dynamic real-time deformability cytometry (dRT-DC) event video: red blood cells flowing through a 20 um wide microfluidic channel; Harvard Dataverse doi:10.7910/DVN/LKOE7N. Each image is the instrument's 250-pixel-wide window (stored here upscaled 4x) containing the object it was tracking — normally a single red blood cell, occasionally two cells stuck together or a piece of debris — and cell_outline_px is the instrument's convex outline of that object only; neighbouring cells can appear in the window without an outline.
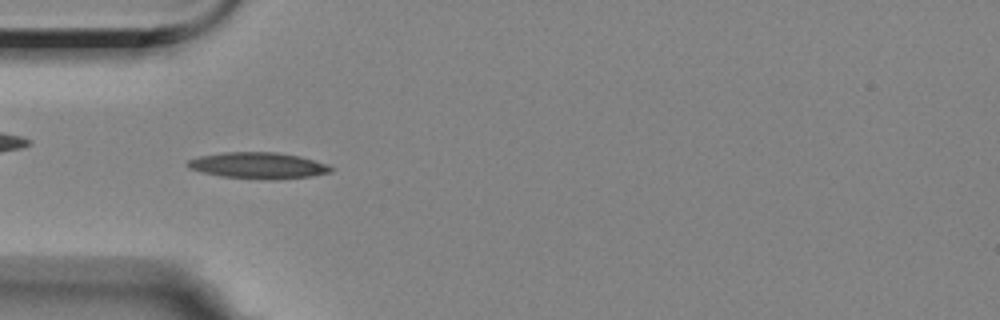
{"species": "Egyptian fruit bat (a non-hibernating species)", "species_latin": "Rousettus aegyptiacus", "temperature_condition": "room temperature", "stored_images_in_passage": 56, "camera_frame_rate_fps": 3000, "um_per_image_px": 0.085, "animal": {"sex": "female"}, "frame": {"image": 1, "passage_image": 16, "time_ms": 5.0, "image_size_px": [1000, 320], "cell_outline_px": [[332, 172], [312, 176], [276, 180], [264, 180], [220, 176], [200, 172], [188, 168], [184, 164], [188, 160], [200, 156], [224, 152], [276, 152], [300, 156], [328, 164], [332, 168]], "centroid_in_image_um": [21.93, 14.08], "position_along_channel_um": 63.1, "area_um2": 22.25}}
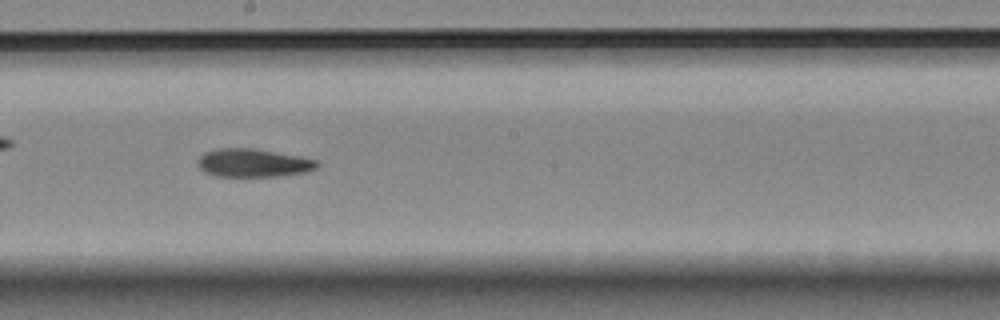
{"frame": {"image": 2, "passage_image": 30, "time_ms": 9.667, "image_size_px": [1000, 320], "cell_outline_px": [[320, 164], [316, 168], [308, 172], [276, 176], [216, 176], [204, 172], [200, 168], [200, 156], [204, 152], [216, 148], [252, 148], [300, 156], [316, 160]], "centroid_in_image_um": [21.55, 13.84], "position_along_channel_um": 226.7, "area_um2": 19.54}}
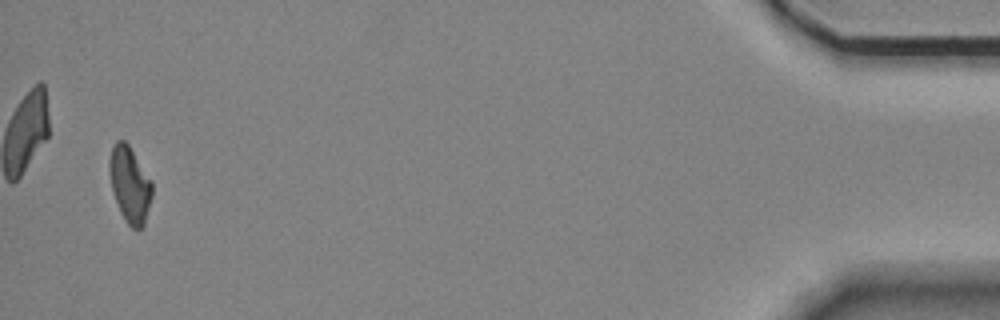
{"frame": {"image": 3, "passage_image": 54, "time_ms": 17.667, "image_size_px": [1000, 320], "cell_outline_px": [[152, 196], [144, 228], [132, 228], [124, 220], [120, 212], [112, 188], [108, 168], [108, 164], [112, 148], [116, 140], [124, 140], [128, 144], [152, 180]], "centroid_in_image_um": [11.05, 15.7], "position_along_channel_um": 424.2, "area_um2": 18.96}, "authors_computed_cell_mechanics": {"area_um2": 19.5653, "velocity_mm_per_s": 3.5059, "shape_relaxation_time_tau1_ms": 8.1898, "shape_relaxation_time_tau2_ms": 9.9336, "deformation_change_tau1": 0.2181, "deformation_change_tau2": 0.1724}}